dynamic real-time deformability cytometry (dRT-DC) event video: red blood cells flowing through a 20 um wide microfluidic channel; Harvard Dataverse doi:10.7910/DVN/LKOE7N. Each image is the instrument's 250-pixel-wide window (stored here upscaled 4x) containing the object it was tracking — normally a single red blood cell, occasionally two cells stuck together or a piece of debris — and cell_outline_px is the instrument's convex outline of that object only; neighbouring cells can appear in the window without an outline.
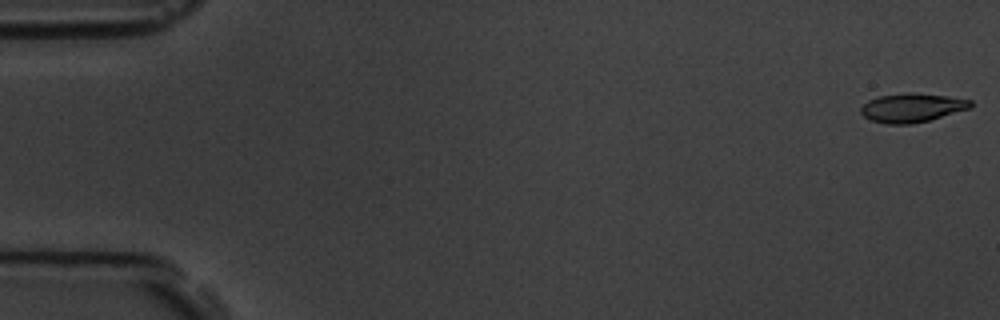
{"species": "common noctule bat (a hibernating species)", "species_latin": "Nyctalus noctula", "temperature_condition": "room temperature", "stored_images_in_passage": 5, "camera_frame_rate_fps": 3000, "um_per_image_px": 0.085, "animal": {"sex": "male", "body_mass_g": 19.5, "forearm_length_mm": 54.6}, "frame": {"image": 1, "passage_image": 1, "time_ms": 0.0, "image_size_px": [1000, 320], "cell_outline_px": [[972, 108], [928, 120], [912, 124], [884, 124], [872, 120], [864, 116], [860, 112], [860, 108], [868, 100], [880, 96], [908, 92], [912, 92], [948, 96], [972, 100]], "centroid_in_image_um": [77.53, 9.15], "position_along_channel_um": 7.5, "area_um2": 18.5}}